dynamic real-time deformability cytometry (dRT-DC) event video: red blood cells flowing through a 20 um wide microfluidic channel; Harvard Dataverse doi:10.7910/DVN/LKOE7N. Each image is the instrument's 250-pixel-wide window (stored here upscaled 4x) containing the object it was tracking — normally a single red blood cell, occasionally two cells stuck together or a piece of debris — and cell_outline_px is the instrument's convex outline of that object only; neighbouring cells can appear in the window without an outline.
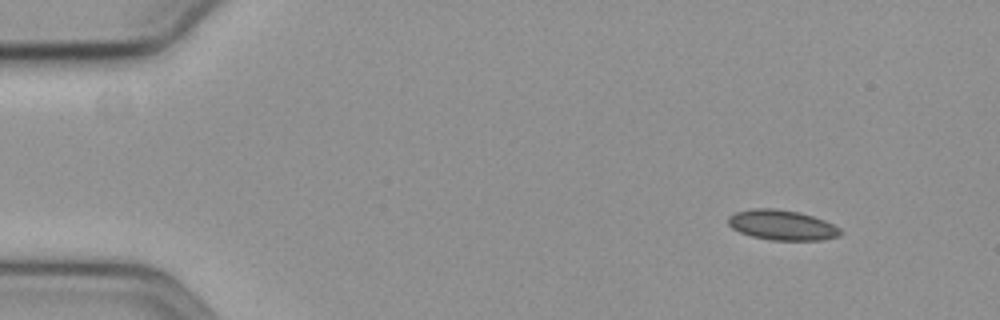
{"species": "common noctule bat (a hibernating species)", "species_latin": "Nyctalus noctula", "temperature_condition": "cold", "stored_images_in_passage": 53, "camera_frame_rate_fps": 3000, "um_per_image_px": 0.085, "animal": {"sex": "female", "body_mass_g": 19.3, "forearm_length_mm": 54.1}, "frame": {"image": 1, "passage_image": 1, "time_ms": 0.0, "image_size_px": [1000, 320], "cell_outline_px": [[844, 232], [840, 236], [820, 240], [772, 240], [752, 236], [740, 232], [732, 228], [728, 224], [728, 216], [736, 212], [752, 208], [776, 208], [800, 212], [824, 220], [840, 228]], "centroid_in_image_um": [66.48, 19.12], "position_along_channel_um": 18.5, "area_um2": 19.77}}
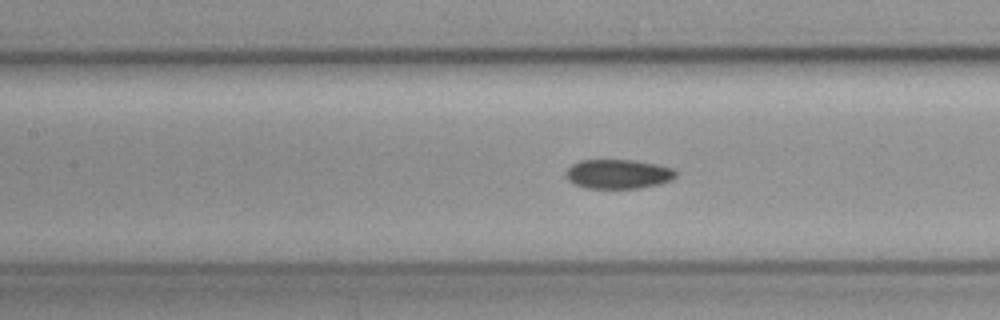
{"frame": {"image": 2, "passage_image": 21, "time_ms": 6.667, "image_size_px": [1000, 320], "cell_outline_px": [[676, 176], [672, 180], [660, 184], [640, 188], [584, 188], [572, 184], [568, 180], [564, 172], [572, 164], [580, 160], [632, 160], [656, 164], [672, 168], [676, 172]], "centroid_in_image_um": [52.51, 14.8], "position_along_channel_um": 154.9, "area_um2": 18.96}}
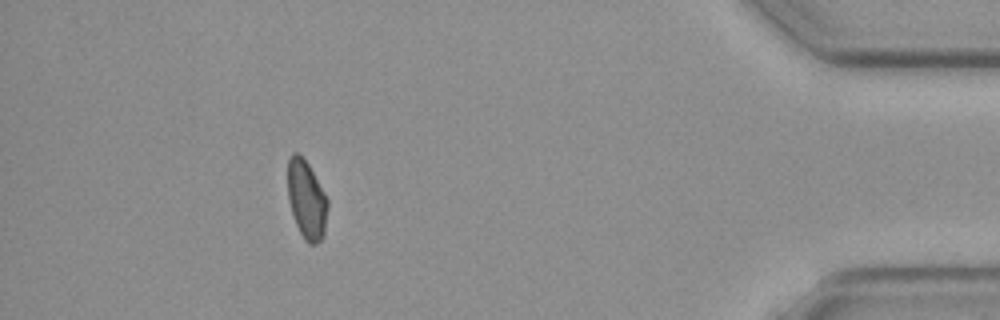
{"frame": {"image": 3, "passage_image": 47, "time_ms": 15.333, "image_size_px": [1000, 320], "cell_outline_px": [[328, 208], [324, 236], [316, 244], [308, 244], [304, 240], [296, 224], [288, 200], [288, 160], [292, 152], [300, 152], [308, 164], [324, 192], [328, 200]], "centroid_in_image_um": [26.06, 16.97], "position_along_channel_um": 409.1, "area_um2": 18.38}}